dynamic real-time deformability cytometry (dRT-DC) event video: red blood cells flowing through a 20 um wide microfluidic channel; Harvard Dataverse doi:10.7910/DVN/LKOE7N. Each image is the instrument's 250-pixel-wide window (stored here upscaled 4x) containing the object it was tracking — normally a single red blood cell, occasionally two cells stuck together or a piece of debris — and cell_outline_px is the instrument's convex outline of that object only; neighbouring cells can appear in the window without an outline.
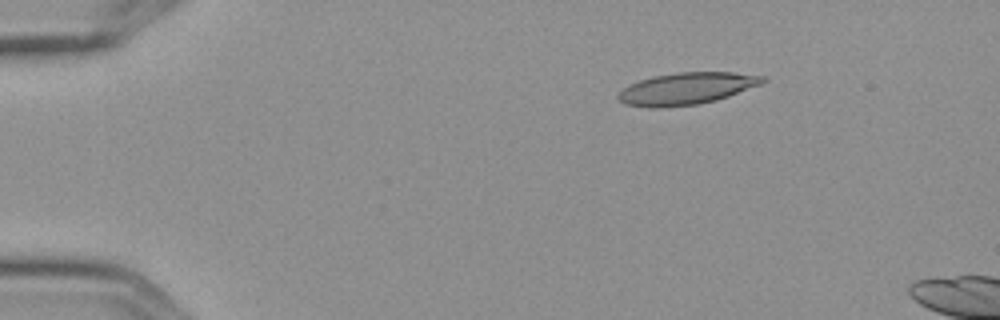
{"species": "Egyptian fruit bat (a non-hibernating species)", "species_latin": "Rousettus aegyptiacus", "temperature_condition": "cold", "stored_images_in_passage": 5, "camera_frame_rate_fps": 3000, "um_per_image_px": 0.085, "frame": {"image": 1, "passage_image": 3, "time_ms": 0.667, "image_size_px": [1000, 320], "cell_outline_px": [[768, 80], [760, 84], [728, 96], [716, 100], [696, 104], [660, 108], [648, 108], [624, 104], [616, 96], [624, 88], [640, 80], [652, 76], [676, 72], [732, 72], [764, 76]], "centroid_in_image_um": [58.34, 7.53], "position_along_channel_um": 26.7, "area_um2": 26.76}}